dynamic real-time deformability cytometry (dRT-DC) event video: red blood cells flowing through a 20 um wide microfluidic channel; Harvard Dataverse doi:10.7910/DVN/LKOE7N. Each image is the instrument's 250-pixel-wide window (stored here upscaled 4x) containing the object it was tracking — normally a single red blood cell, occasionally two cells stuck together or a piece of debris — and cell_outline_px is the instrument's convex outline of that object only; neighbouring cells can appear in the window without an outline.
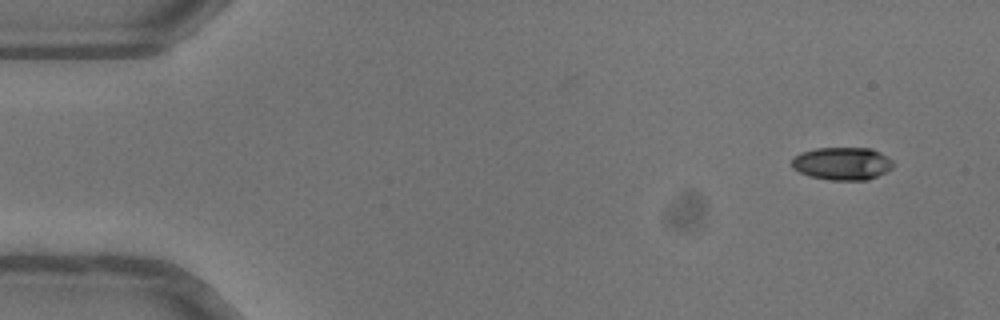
{"species": "common noctule bat (a hibernating species)", "species_latin": "Nyctalus noctula", "temperature_condition": "warm", "stored_images_in_passage": 16, "camera_frame_rate_fps": 3000, "um_per_image_px": 0.085, "animal": {"sex": "female"}, "frame": {"image": 1, "passage_image": 1, "time_ms": 0.0, "image_size_px": [1000, 320], "cell_outline_px": [[892, 168], [868, 180], [832, 180], [812, 176], [800, 172], [792, 168], [792, 160], [800, 152], [816, 148], [872, 148], [888, 156], [892, 160]], "centroid_in_image_um": [71.6, 13.89], "position_along_channel_um": 13.4, "area_um2": 19.25}}
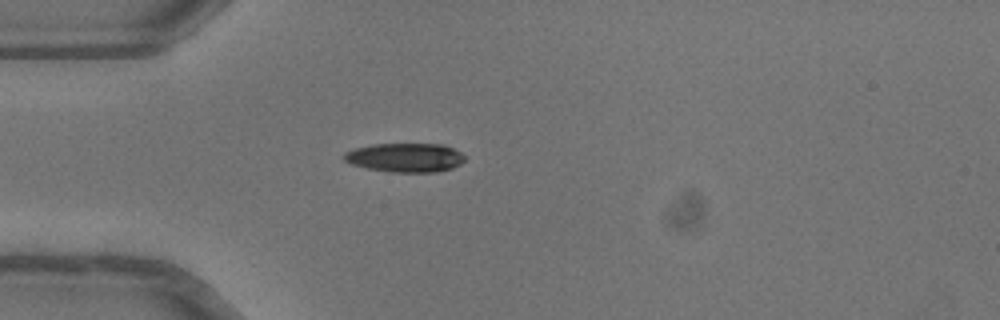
{"frame": {"image": 2, "passage_image": 12, "time_ms": 3.667, "image_size_px": [1000, 320], "cell_outline_px": [[464, 160], [460, 164], [452, 168], [436, 172], [392, 172], [368, 168], [352, 164], [344, 160], [340, 156], [344, 152], [352, 148], [372, 144], [444, 144], [460, 152], [464, 156]], "centroid_in_image_um": [34.4, 13.38], "position_along_channel_um": 50.6, "area_um2": 20.52}}